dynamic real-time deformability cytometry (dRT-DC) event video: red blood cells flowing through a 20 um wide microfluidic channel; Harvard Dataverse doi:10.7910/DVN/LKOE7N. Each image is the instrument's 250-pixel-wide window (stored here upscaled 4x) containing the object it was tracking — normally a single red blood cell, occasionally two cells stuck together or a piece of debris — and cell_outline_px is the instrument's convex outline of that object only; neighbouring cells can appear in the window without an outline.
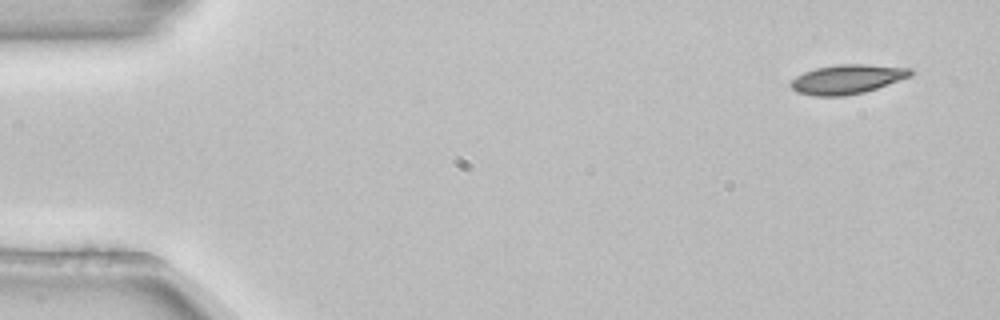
{"species": "common noctule bat (a hibernating species)", "species_latin": "Nyctalus noctula", "temperature_condition": "room temperature", "stored_images_in_passage": 4, "camera_frame_rate_fps": 3000, "um_per_image_px": 0.085, "animal": {"sex": "female", "body_mass_g": 22.7, "forearm_length_mm": 54.2}, "frame": {"image": 1, "passage_image": 1, "time_ms": 0.0, "image_size_px": [1000, 320], "cell_outline_px": [[912, 76], [864, 92], [844, 96], [812, 96], [796, 92], [788, 84], [796, 76], [804, 72], [816, 68], [836, 64], [864, 64], [912, 68]], "centroid_in_image_um": [71.99, 6.73], "position_along_channel_um": 13.0, "area_um2": 20.52}}
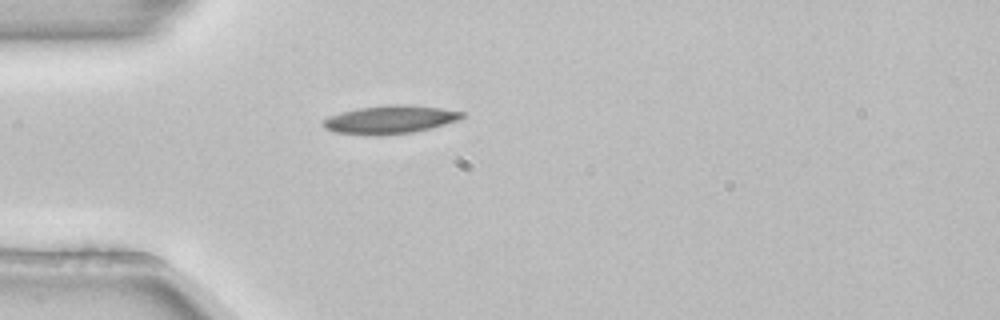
{"frame": {"image": 2, "passage_image": 4, "time_ms": 1.0, "image_size_px": [1000, 320], "cell_outline_px": [[464, 116], [456, 120], [432, 128], [412, 132], [380, 136], [372, 136], [332, 132], [324, 128], [320, 124], [328, 116], [340, 112], [360, 108], [388, 104], [408, 104], [440, 108], [464, 112]], "centroid_in_image_um": [33.08, 10.17], "position_along_channel_um": 51.9, "area_um2": 23.06}}